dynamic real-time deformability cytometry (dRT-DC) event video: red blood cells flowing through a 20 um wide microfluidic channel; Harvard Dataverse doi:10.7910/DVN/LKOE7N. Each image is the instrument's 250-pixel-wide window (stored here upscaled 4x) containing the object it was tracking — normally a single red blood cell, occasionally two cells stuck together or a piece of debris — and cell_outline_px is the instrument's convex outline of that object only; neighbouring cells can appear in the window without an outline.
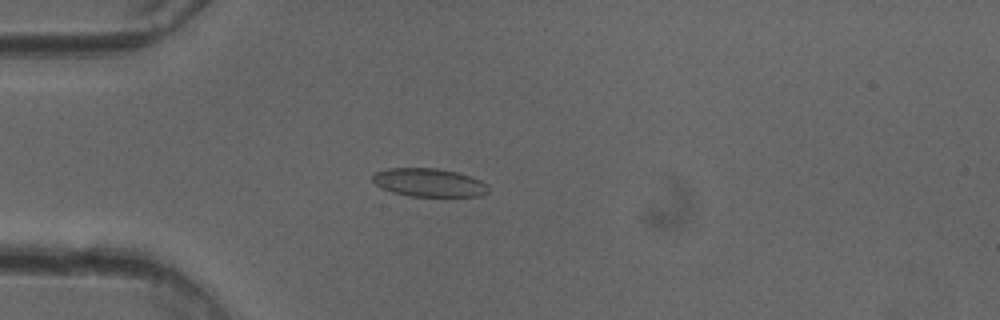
{"species": "common noctule bat (a hibernating species)", "species_latin": "Nyctalus noctula", "temperature_condition": "cold", "stored_images_in_passage": 43, "camera_frame_rate_fps": 3000, "um_per_image_px": 0.085, "animal": {"sex": "female"}, "frame": {"image": 1, "passage_image": 14, "time_ms": 4.333, "image_size_px": [1000, 320], "cell_outline_px": [[488, 192], [480, 196], [408, 196], [392, 192], [380, 188], [372, 180], [372, 172], [388, 168], [436, 168], [456, 172], [480, 180], [488, 184]], "centroid_in_image_um": [36.41, 15.52], "position_along_channel_um": 48.6, "area_um2": 19.19}}
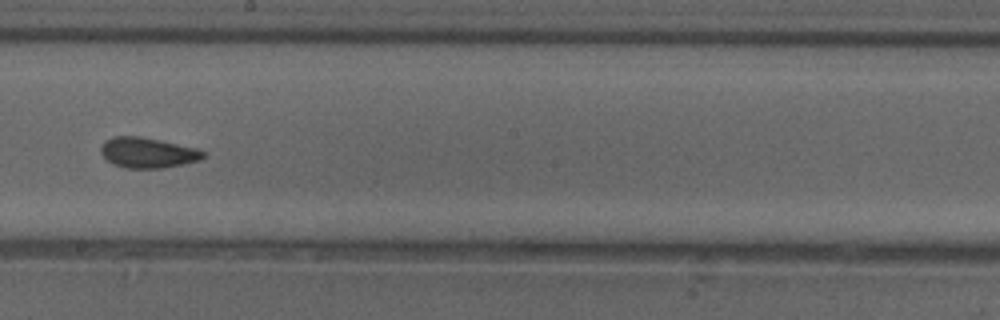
{"frame": {"image": 2, "passage_image": 29, "time_ms": 9.333, "image_size_px": [1000, 320], "cell_outline_px": [[204, 156], [200, 160], [184, 164], [164, 168], [124, 168], [112, 164], [100, 152], [100, 148], [112, 136], [140, 136], [160, 140], [196, 148], [204, 152]], "centroid_in_image_um": [12.55, 12.99], "position_along_channel_um": 235.6, "area_um2": 18.03}}
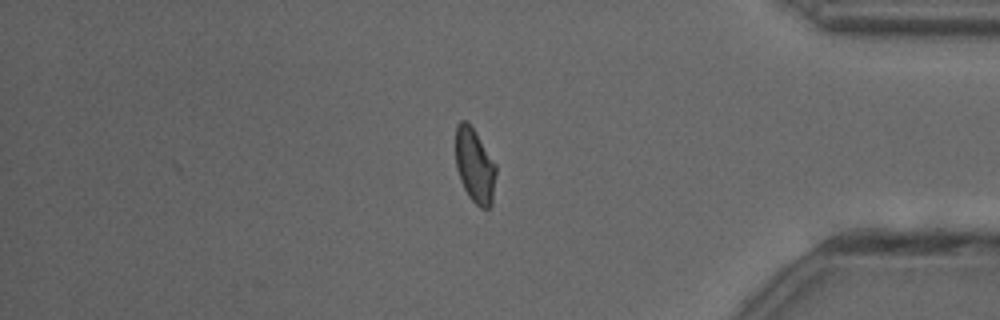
{"frame": {"image": 3, "passage_image": 43, "time_ms": 14.0, "image_size_px": [1000, 320], "cell_outline_px": [[496, 172], [492, 204], [488, 208], [480, 208], [468, 196], [460, 180], [456, 168], [456, 124], [460, 120], [464, 120], [472, 128], [496, 164]], "centroid_in_image_um": [40.35, 14.11], "position_along_channel_um": 394.9, "area_um2": 17.34}, "authors_computed_cell_mechanics": {"area_um2": 18.496, "velocity_mm_per_s": 4.0368, "shape_relaxation_time_tau1_ms": null, "shape_relaxation_time_tau2_ms": 1.4581, "deformation_change_tau1": null, "deformation_change_tau2": 0.0816}}